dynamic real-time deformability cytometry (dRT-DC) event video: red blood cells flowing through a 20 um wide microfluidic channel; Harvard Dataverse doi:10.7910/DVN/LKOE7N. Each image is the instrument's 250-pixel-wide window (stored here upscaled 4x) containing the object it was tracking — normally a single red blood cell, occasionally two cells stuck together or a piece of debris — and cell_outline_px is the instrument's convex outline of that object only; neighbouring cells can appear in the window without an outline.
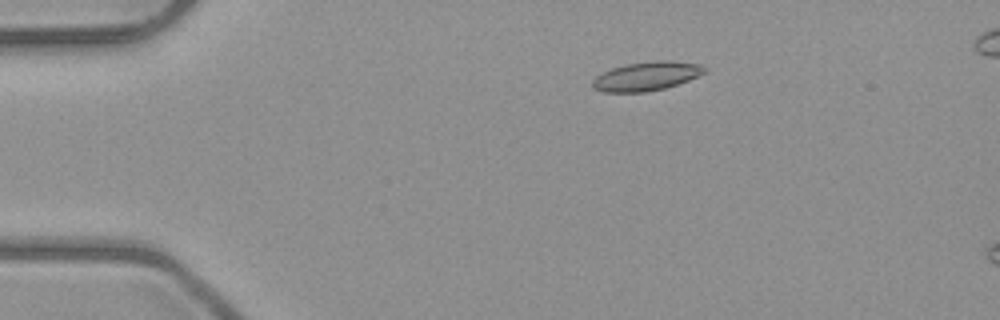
{"species": "common noctule bat (a hibernating species)", "species_latin": "Nyctalus noctula", "temperature_condition": "room temperature", "stored_images_in_passage": 6, "camera_frame_rate_fps": 3000, "um_per_image_px": 0.085, "animal": {"sex": "male", "body_mass_g": 23.1, "forearm_length_mm": 52.7}, "frame": {"image": 1, "passage_image": 3, "time_ms": 2.333, "image_size_px": [1000, 320], "cell_outline_px": [[708, 72], [688, 80], [664, 88], [644, 92], [604, 92], [592, 88], [592, 80], [596, 76], [612, 68], [624, 64], [656, 60], [672, 60], [700, 64], [708, 68]], "centroid_in_image_um": [54.97, 6.46], "position_along_channel_um": 30.0, "area_um2": 19.02}}